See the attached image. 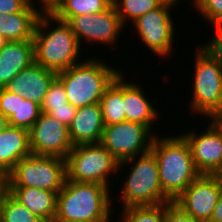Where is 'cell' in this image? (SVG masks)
Returning <instances> with one entry per match:
<instances>
[{
  "instance_id": "1",
  "label": "cell",
  "mask_w": 222,
  "mask_h": 222,
  "mask_svg": "<svg viewBox=\"0 0 222 222\" xmlns=\"http://www.w3.org/2000/svg\"><path fill=\"white\" fill-rule=\"evenodd\" d=\"M151 151L157 160L161 189L174 202L200 175L190 146L182 135L159 138L155 134Z\"/></svg>"
},
{
  "instance_id": "2",
  "label": "cell",
  "mask_w": 222,
  "mask_h": 222,
  "mask_svg": "<svg viewBox=\"0 0 222 222\" xmlns=\"http://www.w3.org/2000/svg\"><path fill=\"white\" fill-rule=\"evenodd\" d=\"M51 22L56 23L57 26L47 30L50 29ZM33 43L35 62L56 73L81 62V60H77L81 47L76 35L67 22L52 14L41 13L39 15Z\"/></svg>"
},
{
  "instance_id": "3",
  "label": "cell",
  "mask_w": 222,
  "mask_h": 222,
  "mask_svg": "<svg viewBox=\"0 0 222 222\" xmlns=\"http://www.w3.org/2000/svg\"><path fill=\"white\" fill-rule=\"evenodd\" d=\"M108 187L97 183L75 182L66 178L57 194L54 220L107 222L111 220L113 199ZM111 198V199H110Z\"/></svg>"
},
{
  "instance_id": "4",
  "label": "cell",
  "mask_w": 222,
  "mask_h": 222,
  "mask_svg": "<svg viewBox=\"0 0 222 222\" xmlns=\"http://www.w3.org/2000/svg\"><path fill=\"white\" fill-rule=\"evenodd\" d=\"M121 73L105 62L88 58L57 73L66 91L68 102L74 107L100 103L106 88Z\"/></svg>"
},
{
  "instance_id": "5",
  "label": "cell",
  "mask_w": 222,
  "mask_h": 222,
  "mask_svg": "<svg viewBox=\"0 0 222 222\" xmlns=\"http://www.w3.org/2000/svg\"><path fill=\"white\" fill-rule=\"evenodd\" d=\"M195 53V72L190 111L216 118L222 111V55L207 43Z\"/></svg>"
},
{
  "instance_id": "6",
  "label": "cell",
  "mask_w": 222,
  "mask_h": 222,
  "mask_svg": "<svg viewBox=\"0 0 222 222\" xmlns=\"http://www.w3.org/2000/svg\"><path fill=\"white\" fill-rule=\"evenodd\" d=\"M131 165L121 189L122 209L132 206H155L172 202L162 191L157 160L150 150Z\"/></svg>"
},
{
  "instance_id": "7",
  "label": "cell",
  "mask_w": 222,
  "mask_h": 222,
  "mask_svg": "<svg viewBox=\"0 0 222 222\" xmlns=\"http://www.w3.org/2000/svg\"><path fill=\"white\" fill-rule=\"evenodd\" d=\"M118 170L119 161L101 143L76 145L66 158L70 181L97 183L109 188L111 179L108 177Z\"/></svg>"
},
{
  "instance_id": "8",
  "label": "cell",
  "mask_w": 222,
  "mask_h": 222,
  "mask_svg": "<svg viewBox=\"0 0 222 222\" xmlns=\"http://www.w3.org/2000/svg\"><path fill=\"white\" fill-rule=\"evenodd\" d=\"M9 187H31L59 192L66 181V159L31 154L7 175Z\"/></svg>"
},
{
  "instance_id": "9",
  "label": "cell",
  "mask_w": 222,
  "mask_h": 222,
  "mask_svg": "<svg viewBox=\"0 0 222 222\" xmlns=\"http://www.w3.org/2000/svg\"><path fill=\"white\" fill-rule=\"evenodd\" d=\"M152 134L145 125L124 121L105 126L101 144L119 161L120 170L151 150Z\"/></svg>"
},
{
  "instance_id": "10",
  "label": "cell",
  "mask_w": 222,
  "mask_h": 222,
  "mask_svg": "<svg viewBox=\"0 0 222 222\" xmlns=\"http://www.w3.org/2000/svg\"><path fill=\"white\" fill-rule=\"evenodd\" d=\"M175 4L164 1L158 8L141 15L133 22L139 38L154 54L164 58L173 48L175 27L169 11Z\"/></svg>"
},
{
  "instance_id": "11",
  "label": "cell",
  "mask_w": 222,
  "mask_h": 222,
  "mask_svg": "<svg viewBox=\"0 0 222 222\" xmlns=\"http://www.w3.org/2000/svg\"><path fill=\"white\" fill-rule=\"evenodd\" d=\"M221 193V175L200 174L174 203L192 218L210 222Z\"/></svg>"
},
{
  "instance_id": "12",
  "label": "cell",
  "mask_w": 222,
  "mask_h": 222,
  "mask_svg": "<svg viewBox=\"0 0 222 222\" xmlns=\"http://www.w3.org/2000/svg\"><path fill=\"white\" fill-rule=\"evenodd\" d=\"M181 134L188 142L195 168L200 174H222V126L212 118L203 133L187 131ZM200 133V134H199Z\"/></svg>"
},
{
  "instance_id": "13",
  "label": "cell",
  "mask_w": 222,
  "mask_h": 222,
  "mask_svg": "<svg viewBox=\"0 0 222 222\" xmlns=\"http://www.w3.org/2000/svg\"><path fill=\"white\" fill-rule=\"evenodd\" d=\"M29 138L31 153L34 155L66 159L74 147L69 136V127L43 112L29 130Z\"/></svg>"
},
{
  "instance_id": "14",
  "label": "cell",
  "mask_w": 222,
  "mask_h": 222,
  "mask_svg": "<svg viewBox=\"0 0 222 222\" xmlns=\"http://www.w3.org/2000/svg\"><path fill=\"white\" fill-rule=\"evenodd\" d=\"M67 23L76 35L80 46L82 40L85 39L90 43L97 41L108 46L112 44L111 47H114L124 28L113 4L103 12L71 17Z\"/></svg>"
},
{
  "instance_id": "15",
  "label": "cell",
  "mask_w": 222,
  "mask_h": 222,
  "mask_svg": "<svg viewBox=\"0 0 222 222\" xmlns=\"http://www.w3.org/2000/svg\"><path fill=\"white\" fill-rule=\"evenodd\" d=\"M56 77V72L34 62L10 80L5 88L41 106L50 84Z\"/></svg>"
},
{
  "instance_id": "16",
  "label": "cell",
  "mask_w": 222,
  "mask_h": 222,
  "mask_svg": "<svg viewBox=\"0 0 222 222\" xmlns=\"http://www.w3.org/2000/svg\"><path fill=\"white\" fill-rule=\"evenodd\" d=\"M104 127L100 103L78 108L69 125V136L73 146L101 143Z\"/></svg>"
},
{
  "instance_id": "17",
  "label": "cell",
  "mask_w": 222,
  "mask_h": 222,
  "mask_svg": "<svg viewBox=\"0 0 222 222\" xmlns=\"http://www.w3.org/2000/svg\"><path fill=\"white\" fill-rule=\"evenodd\" d=\"M35 62L33 40L8 41L0 49V88Z\"/></svg>"
},
{
  "instance_id": "18",
  "label": "cell",
  "mask_w": 222,
  "mask_h": 222,
  "mask_svg": "<svg viewBox=\"0 0 222 222\" xmlns=\"http://www.w3.org/2000/svg\"><path fill=\"white\" fill-rule=\"evenodd\" d=\"M31 154L29 130L9 125L0 133V171L4 175Z\"/></svg>"
},
{
  "instance_id": "19",
  "label": "cell",
  "mask_w": 222,
  "mask_h": 222,
  "mask_svg": "<svg viewBox=\"0 0 222 222\" xmlns=\"http://www.w3.org/2000/svg\"><path fill=\"white\" fill-rule=\"evenodd\" d=\"M0 111L13 127L30 130L41 114V106L6 88H0Z\"/></svg>"
},
{
  "instance_id": "20",
  "label": "cell",
  "mask_w": 222,
  "mask_h": 222,
  "mask_svg": "<svg viewBox=\"0 0 222 222\" xmlns=\"http://www.w3.org/2000/svg\"><path fill=\"white\" fill-rule=\"evenodd\" d=\"M9 193L42 221L54 220L58 192L31 187H9Z\"/></svg>"
},
{
  "instance_id": "21",
  "label": "cell",
  "mask_w": 222,
  "mask_h": 222,
  "mask_svg": "<svg viewBox=\"0 0 222 222\" xmlns=\"http://www.w3.org/2000/svg\"><path fill=\"white\" fill-rule=\"evenodd\" d=\"M123 77V103L125 121L136 122L147 126L150 130L153 122L157 121V108L148 101L140 85L125 82Z\"/></svg>"
},
{
  "instance_id": "22",
  "label": "cell",
  "mask_w": 222,
  "mask_h": 222,
  "mask_svg": "<svg viewBox=\"0 0 222 222\" xmlns=\"http://www.w3.org/2000/svg\"><path fill=\"white\" fill-rule=\"evenodd\" d=\"M30 3L21 11L12 14H0V33L7 41L33 40L40 10Z\"/></svg>"
},
{
  "instance_id": "23",
  "label": "cell",
  "mask_w": 222,
  "mask_h": 222,
  "mask_svg": "<svg viewBox=\"0 0 222 222\" xmlns=\"http://www.w3.org/2000/svg\"><path fill=\"white\" fill-rule=\"evenodd\" d=\"M123 76L121 72L106 88L100 99L102 118L105 126L125 121Z\"/></svg>"
},
{
  "instance_id": "24",
  "label": "cell",
  "mask_w": 222,
  "mask_h": 222,
  "mask_svg": "<svg viewBox=\"0 0 222 222\" xmlns=\"http://www.w3.org/2000/svg\"><path fill=\"white\" fill-rule=\"evenodd\" d=\"M113 0H63L52 13L56 18L67 22L71 17L95 14L107 10Z\"/></svg>"
},
{
  "instance_id": "25",
  "label": "cell",
  "mask_w": 222,
  "mask_h": 222,
  "mask_svg": "<svg viewBox=\"0 0 222 222\" xmlns=\"http://www.w3.org/2000/svg\"><path fill=\"white\" fill-rule=\"evenodd\" d=\"M113 5L125 25L127 20L134 22L141 15L158 8L164 0H113Z\"/></svg>"
},
{
  "instance_id": "26",
  "label": "cell",
  "mask_w": 222,
  "mask_h": 222,
  "mask_svg": "<svg viewBox=\"0 0 222 222\" xmlns=\"http://www.w3.org/2000/svg\"><path fill=\"white\" fill-rule=\"evenodd\" d=\"M121 213L120 222H165V204L127 207Z\"/></svg>"
},
{
  "instance_id": "27",
  "label": "cell",
  "mask_w": 222,
  "mask_h": 222,
  "mask_svg": "<svg viewBox=\"0 0 222 222\" xmlns=\"http://www.w3.org/2000/svg\"><path fill=\"white\" fill-rule=\"evenodd\" d=\"M42 220L18 202L10 193L4 200L0 222H41Z\"/></svg>"
},
{
  "instance_id": "28",
  "label": "cell",
  "mask_w": 222,
  "mask_h": 222,
  "mask_svg": "<svg viewBox=\"0 0 222 222\" xmlns=\"http://www.w3.org/2000/svg\"><path fill=\"white\" fill-rule=\"evenodd\" d=\"M68 103L64 86L56 77L50 84L48 92L45 94L44 101L41 105V112L47 114L53 108L66 107Z\"/></svg>"
},
{
  "instance_id": "29",
  "label": "cell",
  "mask_w": 222,
  "mask_h": 222,
  "mask_svg": "<svg viewBox=\"0 0 222 222\" xmlns=\"http://www.w3.org/2000/svg\"><path fill=\"white\" fill-rule=\"evenodd\" d=\"M193 4L214 27L222 22V0H194Z\"/></svg>"
},
{
  "instance_id": "30",
  "label": "cell",
  "mask_w": 222,
  "mask_h": 222,
  "mask_svg": "<svg viewBox=\"0 0 222 222\" xmlns=\"http://www.w3.org/2000/svg\"><path fill=\"white\" fill-rule=\"evenodd\" d=\"M165 222H204L192 218L174 202L165 204Z\"/></svg>"
},
{
  "instance_id": "31",
  "label": "cell",
  "mask_w": 222,
  "mask_h": 222,
  "mask_svg": "<svg viewBox=\"0 0 222 222\" xmlns=\"http://www.w3.org/2000/svg\"><path fill=\"white\" fill-rule=\"evenodd\" d=\"M76 111L77 108L68 103L66 107L53 108L47 114L69 127L75 117Z\"/></svg>"
},
{
  "instance_id": "32",
  "label": "cell",
  "mask_w": 222,
  "mask_h": 222,
  "mask_svg": "<svg viewBox=\"0 0 222 222\" xmlns=\"http://www.w3.org/2000/svg\"><path fill=\"white\" fill-rule=\"evenodd\" d=\"M29 0H0V14H12L21 12Z\"/></svg>"
},
{
  "instance_id": "33",
  "label": "cell",
  "mask_w": 222,
  "mask_h": 222,
  "mask_svg": "<svg viewBox=\"0 0 222 222\" xmlns=\"http://www.w3.org/2000/svg\"><path fill=\"white\" fill-rule=\"evenodd\" d=\"M216 30V33L214 36H212V40L208 42L207 44L217 53L222 55V22L219 23L216 27H214Z\"/></svg>"
},
{
  "instance_id": "34",
  "label": "cell",
  "mask_w": 222,
  "mask_h": 222,
  "mask_svg": "<svg viewBox=\"0 0 222 222\" xmlns=\"http://www.w3.org/2000/svg\"><path fill=\"white\" fill-rule=\"evenodd\" d=\"M34 0H29V3L34 6ZM63 0H40L38 2H41L39 5L42 4V13L43 14H52L57 7L62 3Z\"/></svg>"
},
{
  "instance_id": "35",
  "label": "cell",
  "mask_w": 222,
  "mask_h": 222,
  "mask_svg": "<svg viewBox=\"0 0 222 222\" xmlns=\"http://www.w3.org/2000/svg\"><path fill=\"white\" fill-rule=\"evenodd\" d=\"M8 194H9V178L8 176H5L0 181V215L2 212L4 200Z\"/></svg>"
},
{
  "instance_id": "36",
  "label": "cell",
  "mask_w": 222,
  "mask_h": 222,
  "mask_svg": "<svg viewBox=\"0 0 222 222\" xmlns=\"http://www.w3.org/2000/svg\"><path fill=\"white\" fill-rule=\"evenodd\" d=\"M210 222H222V193L215 206Z\"/></svg>"
},
{
  "instance_id": "37",
  "label": "cell",
  "mask_w": 222,
  "mask_h": 222,
  "mask_svg": "<svg viewBox=\"0 0 222 222\" xmlns=\"http://www.w3.org/2000/svg\"><path fill=\"white\" fill-rule=\"evenodd\" d=\"M8 126V118L0 111V133Z\"/></svg>"
},
{
  "instance_id": "38",
  "label": "cell",
  "mask_w": 222,
  "mask_h": 222,
  "mask_svg": "<svg viewBox=\"0 0 222 222\" xmlns=\"http://www.w3.org/2000/svg\"><path fill=\"white\" fill-rule=\"evenodd\" d=\"M7 39L0 33V49L7 43Z\"/></svg>"
},
{
  "instance_id": "39",
  "label": "cell",
  "mask_w": 222,
  "mask_h": 222,
  "mask_svg": "<svg viewBox=\"0 0 222 222\" xmlns=\"http://www.w3.org/2000/svg\"><path fill=\"white\" fill-rule=\"evenodd\" d=\"M52 222H80V221L53 220Z\"/></svg>"
},
{
  "instance_id": "40",
  "label": "cell",
  "mask_w": 222,
  "mask_h": 222,
  "mask_svg": "<svg viewBox=\"0 0 222 222\" xmlns=\"http://www.w3.org/2000/svg\"><path fill=\"white\" fill-rule=\"evenodd\" d=\"M164 1L171 2L175 5H177V2H179V0H164Z\"/></svg>"
},
{
  "instance_id": "41",
  "label": "cell",
  "mask_w": 222,
  "mask_h": 222,
  "mask_svg": "<svg viewBox=\"0 0 222 222\" xmlns=\"http://www.w3.org/2000/svg\"><path fill=\"white\" fill-rule=\"evenodd\" d=\"M215 119L216 120H222V111L218 114V116Z\"/></svg>"
},
{
  "instance_id": "42",
  "label": "cell",
  "mask_w": 222,
  "mask_h": 222,
  "mask_svg": "<svg viewBox=\"0 0 222 222\" xmlns=\"http://www.w3.org/2000/svg\"><path fill=\"white\" fill-rule=\"evenodd\" d=\"M6 175H4L1 171H0V181L5 177Z\"/></svg>"
},
{
  "instance_id": "43",
  "label": "cell",
  "mask_w": 222,
  "mask_h": 222,
  "mask_svg": "<svg viewBox=\"0 0 222 222\" xmlns=\"http://www.w3.org/2000/svg\"><path fill=\"white\" fill-rule=\"evenodd\" d=\"M220 124H221V126H222V120H217Z\"/></svg>"
}]
</instances>
